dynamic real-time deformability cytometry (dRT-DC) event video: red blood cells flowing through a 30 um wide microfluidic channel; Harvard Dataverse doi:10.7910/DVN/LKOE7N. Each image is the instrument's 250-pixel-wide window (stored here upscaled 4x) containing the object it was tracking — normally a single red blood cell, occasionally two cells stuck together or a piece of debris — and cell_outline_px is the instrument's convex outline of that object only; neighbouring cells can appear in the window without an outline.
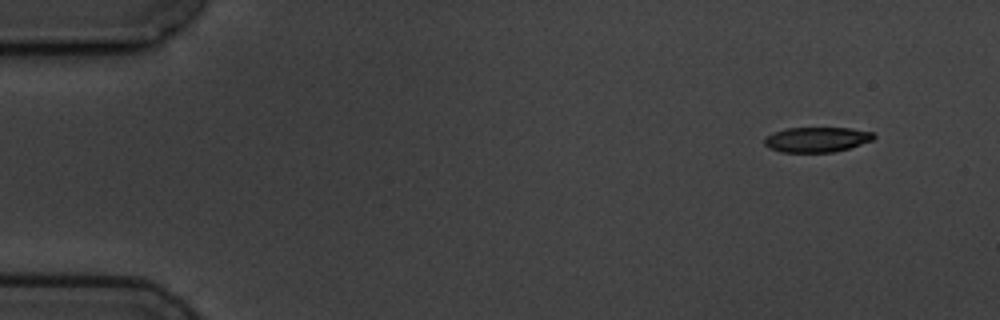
{"species": "common noctule bat (a hibernating species)", "species_latin": "Nyctalus noctula", "temperature_condition": "cold", "stored_images_in_passage": 7, "camera_frame_rate_fps": 3000, "um_per_image_px": 0.085, "animal": {"sex": "male", "body_mass_g": 19.5, "forearm_length_mm": 54.6}, "frame": {"image": 1, "passage_image": 1, "time_ms": 0.0, "image_size_px": [1000, 320], "cell_outline_px": [[876, 136], [872, 140], [848, 148], [832, 152], [780, 152], [768, 148], [764, 144], [764, 140], [768, 136], [784, 128], [852, 128], [872, 132]], "centroid_in_image_um": [69.42, 11.86], "position_along_channel_um": 15.6, "area_um2": 15.84}}
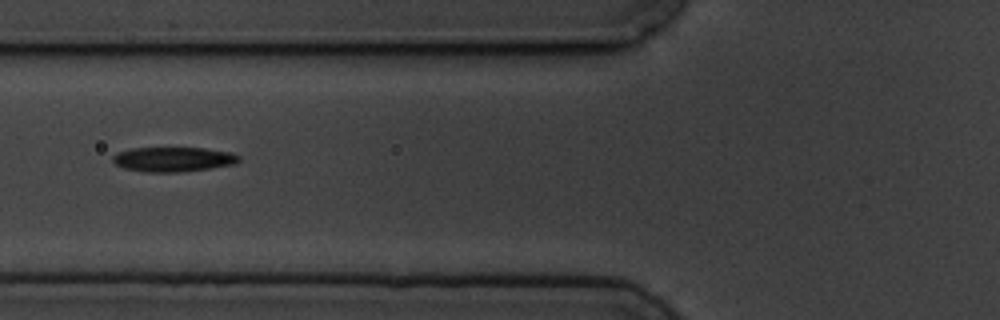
{"frame": {"image": 2, "passage_image": 6, "time_ms": 5.667, "image_size_px": [1000, 320], "cell_outline_px": [[240, 160], [232, 164], [208, 168], [176, 172], [144, 172], [124, 168], [116, 164], [112, 160], [112, 156], [116, 152], [132, 148], [204, 148], [232, 152], [240, 156]], "centroid_in_image_um": [14.69, 13.53], "position_along_channel_um": 111.1, "area_um2": 18.03}}
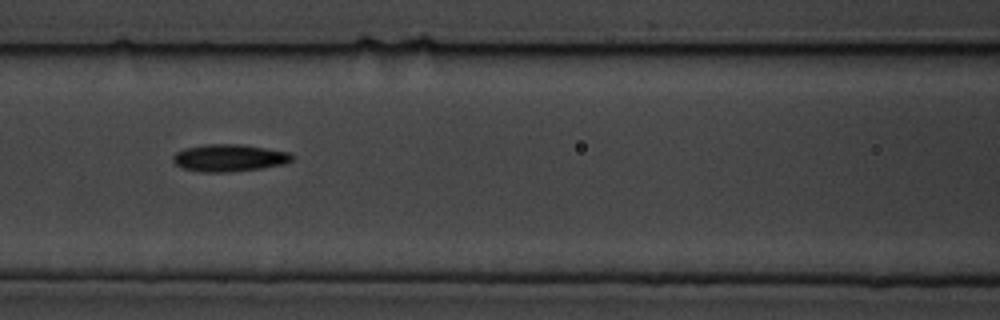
{"frame": {"image": 3, "passage_image": 7, "time_ms": 6.667, "image_size_px": [1000, 320], "cell_outline_px": [[292, 160], [284, 164], [260, 168], [228, 172], [200, 172], [180, 168], [172, 160], [172, 156], [176, 152], [184, 148], [204, 144], [240, 144], [288, 152], [292, 156]], "centroid_in_image_um": [19.41, 13.42], "position_along_channel_um": 147.2, "area_um2": 18.84}}